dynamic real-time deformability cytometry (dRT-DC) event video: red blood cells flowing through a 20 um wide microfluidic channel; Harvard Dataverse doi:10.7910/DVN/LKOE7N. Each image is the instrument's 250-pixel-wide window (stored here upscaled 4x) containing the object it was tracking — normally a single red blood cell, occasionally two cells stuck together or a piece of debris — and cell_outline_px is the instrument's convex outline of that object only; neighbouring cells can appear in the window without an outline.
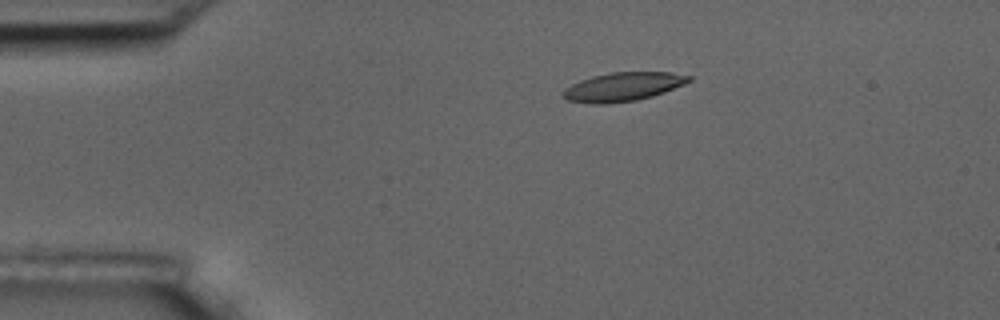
{"species": "common noctule bat (a hibernating species)", "species_latin": "Nyctalus noctula", "temperature_condition": "room temperature", "stored_images_in_passage": 5, "camera_frame_rate_fps": 3000, "um_per_image_px": 0.085, "animal": {"sex": "male", "body_mass_g": 17.5, "forearm_length_mm": 52.3}, "frame": {"image": 1, "passage_image": 4, "time_ms": 3.333, "image_size_px": [1000, 320], "cell_outline_px": [[692, 80], [684, 84], [664, 92], [652, 96], [636, 100], [608, 104], [592, 104], [568, 100], [560, 96], [560, 92], [564, 88], [580, 80], [592, 76], [612, 72], [672, 72], [692, 76]], "centroid_in_image_um": [52.92, 7.38], "position_along_channel_um": 32.1, "area_um2": 21.27}}